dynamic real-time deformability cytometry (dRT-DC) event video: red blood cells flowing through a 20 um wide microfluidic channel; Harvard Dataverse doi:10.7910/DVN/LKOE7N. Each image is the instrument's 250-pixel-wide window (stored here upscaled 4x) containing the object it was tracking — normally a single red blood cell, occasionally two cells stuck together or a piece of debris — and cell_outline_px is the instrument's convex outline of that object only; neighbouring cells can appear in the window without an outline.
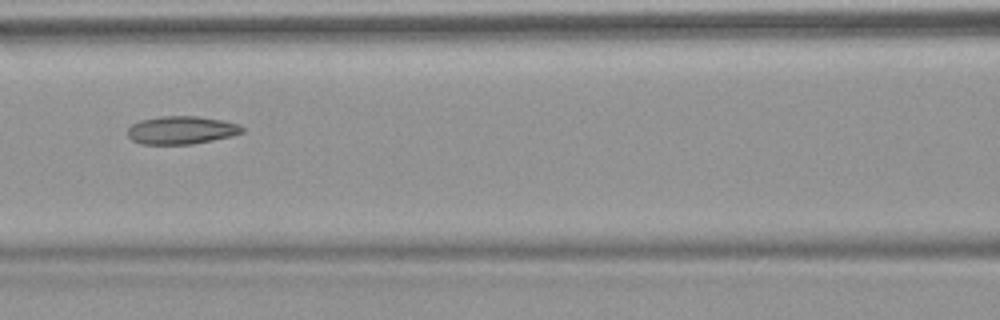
{"species": "common noctule bat (a hibernating species)", "species_latin": "Nyctalus noctula", "temperature_condition": "warm", "stored_images_in_passage": 9, "camera_frame_rate_fps": 3000, "um_per_image_px": 0.085, "animal": {"sex": "female", "body_mass_g": 18.4}, "frame": {"image": 1, "passage_image": 7, "time_ms": 7.0, "image_size_px": [1000, 320], "cell_outline_px": [[244, 132], [232, 136], [192, 144], [140, 144], [132, 140], [128, 136], [128, 128], [132, 124], [140, 120], [160, 116], [196, 116], [220, 120], [240, 124], [244, 128]], "centroid_in_image_um": [15.42, 11.06], "position_along_channel_um": 151.2, "area_um2": 18.73}}
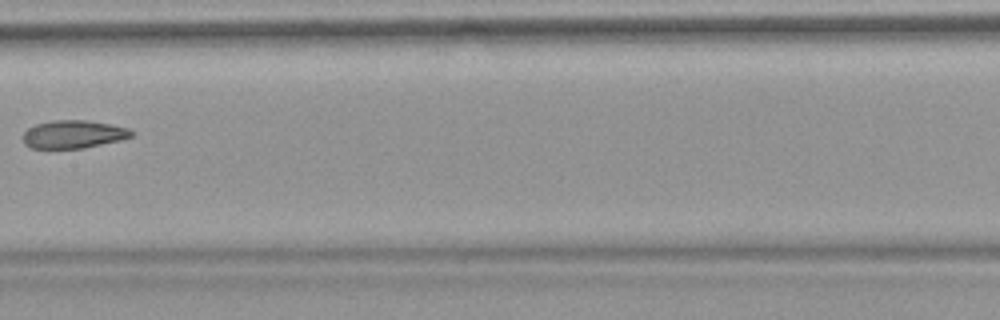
{"frame": {"image": 2, "passage_image": 8, "time_ms": 8.333, "image_size_px": [1000, 320], "cell_outline_px": [[136, 132], [132, 136], [120, 140], [84, 148], [32, 148], [24, 144], [20, 136], [28, 128], [36, 124], [52, 120], [88, 120], [112, 124], [128, 128]], "centroid_in_image_um": [6.23, 11.4], "position_along_channel_um": 201.2, "area_um2": 17.92}}